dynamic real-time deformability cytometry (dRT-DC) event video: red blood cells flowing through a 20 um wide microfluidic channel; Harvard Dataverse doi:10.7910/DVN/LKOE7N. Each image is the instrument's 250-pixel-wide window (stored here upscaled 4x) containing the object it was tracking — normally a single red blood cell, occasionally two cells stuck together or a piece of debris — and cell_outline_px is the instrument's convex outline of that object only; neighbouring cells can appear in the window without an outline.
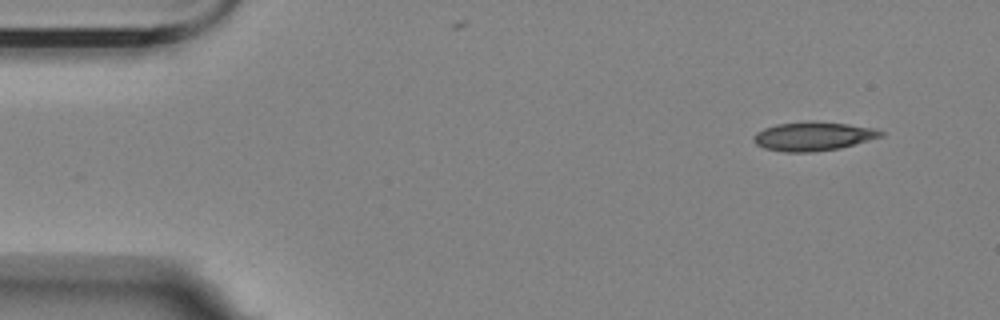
{"species": "Egyptian fruit bat (a non-hibernating species)", "species_latin": "Rousettus aegyptiacus", "temperature_condition": "room temperature", "stored_images_in_passage": 3, "camera_frame_rate_fps": 3000, "um_per_image_px": 0.085, "animal": {"sex": "female"}, "frame": {"image": 1, "passage_image": 1, "time_ms": 0.0, "image_size_px": [1000, 320], "cell_outline_px": [[884, 136], [840, 148], [812, 152], [784, 152], [764, 148], [756, 144], [752, 140], [752, 136], [756, 132], [764, 128], [776, 124], [848, 124], [872, 128], [884, 132]], "centroid_in_image_um": [69.09, 11.63], "position_along_channel_um": 15.9, "area_um2": 20.52}}